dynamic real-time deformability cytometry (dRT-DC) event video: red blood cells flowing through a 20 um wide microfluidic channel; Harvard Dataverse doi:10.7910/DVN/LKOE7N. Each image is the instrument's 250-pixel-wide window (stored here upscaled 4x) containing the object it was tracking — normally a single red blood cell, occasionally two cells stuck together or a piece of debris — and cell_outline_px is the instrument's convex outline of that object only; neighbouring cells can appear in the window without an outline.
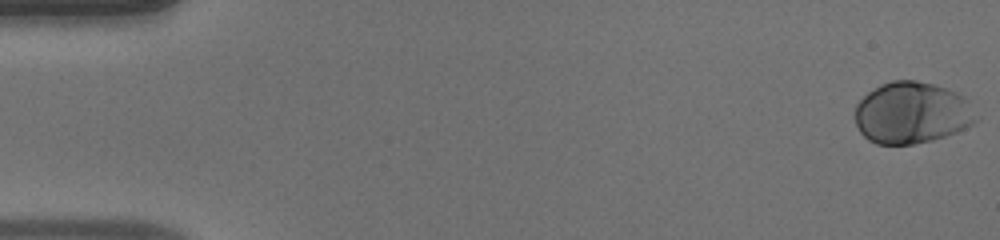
{"species": "human", "species_latin": "Homo sapiens", "temperature_condition": "warm", "stored_images_in_passage": 52, "camera_frame_rate_fps": 3000, "um_per_image_px": 0.085, "donor": {"sex": "male"}, "frame": {"image": 1, "passage_image": 1, "time_ms": 0.0, "image_size_px": [1000, 240], "cell_outline_px": [[972, 124], [956, 132], [932, 140], [912, 144], [876, 144], [868, 140], [860, 132], [852, 116], [856, 104], [868, 92], [880, 84], [892, 80], [916, 80], [932, 84], [956, 92], [964, 96], [968, 100], [972, 120]], "centroid_in_image_um": [77.4, 9.59], "position_along_channel_um": 7.6, "area_um2": 43.12}}
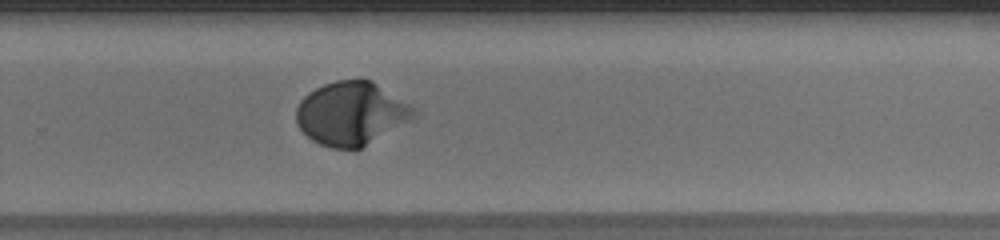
{"frame": {"image": 2, "passage_image": 35, "time_ms": 11.333, "image_size_px": [1000, 240], "cell_outline_px": [[420, 112], [416, 116], [360, 148], [332, 148], [320, 144], [312, 140], [296, 124], [296, 108], [300, 100], [308, 92], [324, 84], [336, 80], [372, 80], [416, 108]], "centroid_in_image_um": [29.84, 9.63], "position_along_channel_um": 300.0, "area_um2": 43.06}}
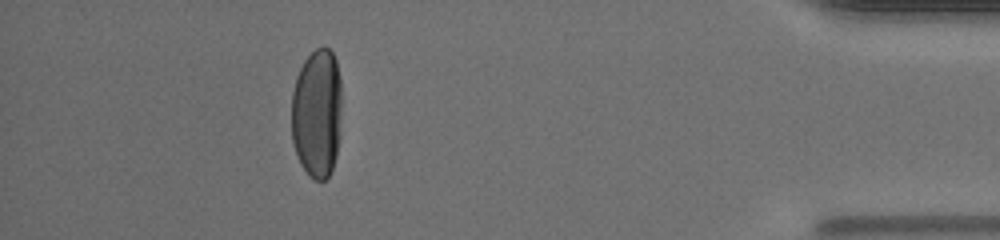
{"frame": {"image": 3, "passage_image": 47, "time_ms": 15.333, "image_size_px": [1000, 240], "cell_outline_px": [[340, 136], [336, 156], [332, 168], [328, 176], [324, 180], [316, 180], [308, 176], [300, 164], [292, 140], [292, 92], [296, 76], [304, 60], [316, 48], [328, 48], [332, 52], [336, 60], [340, 76]], "centroid_in_image_um": [26.94, 9.64], "position_along_channel_um": 408.3, "area_um2": 38.09}, "authors_computed_cell_mechanics": {"area_um2": 41.4715, "velocity_mm_per_s": 3.9673, "shape_relaxation_time_tau1_ms": 2.5672, "shape_relaxation_time_tau2_ms": null, "deformation_change_tau1": 0.1793, "deformation_change_tau2": null}}